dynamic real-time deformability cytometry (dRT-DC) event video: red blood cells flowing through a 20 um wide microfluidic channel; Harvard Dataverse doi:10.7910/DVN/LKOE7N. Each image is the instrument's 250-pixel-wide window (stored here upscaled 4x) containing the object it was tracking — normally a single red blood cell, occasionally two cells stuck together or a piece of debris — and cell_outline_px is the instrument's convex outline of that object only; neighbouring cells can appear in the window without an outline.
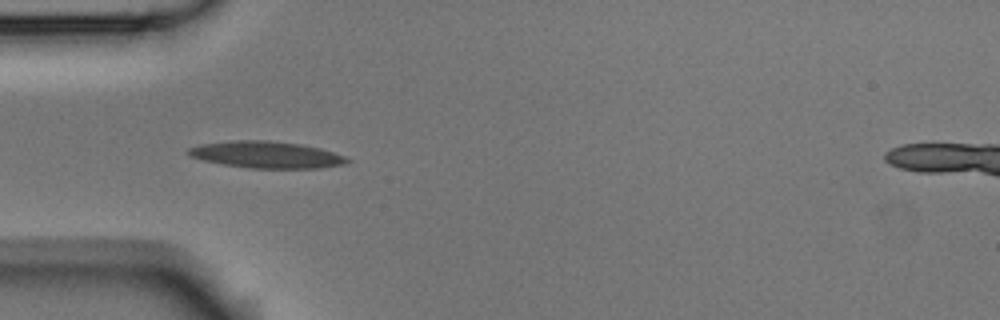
{"species": "Egyptian fruit bat (a non-hibernating species)", "species_latin": "Rousettus aegyptiacus", "temperature_condition": "room temperature", "stored_images_in_passage": 7, "camera_frame_rate_fps": 3000, "um_per_image_px": 0.085, "animal": {"sex": "male"}, "frame": {"image": 1, "passage_image": 4, "time_ms": 1.0, "image_size_px": [1000, 320], "cell_outline_px": [[352, 160], [344, 164], [320, 168], [248, 168], [224, 164], [204, 160], [188, 156], [184, 152], [188, 148], [200, 144], [228, 140], [268, 140], [300, 144], [320, 148], [344, 156]], "centroid_in_image_um": [22.59, 13.14], "position_along_channel_um": 62.4, "area_um2": 24.85}}
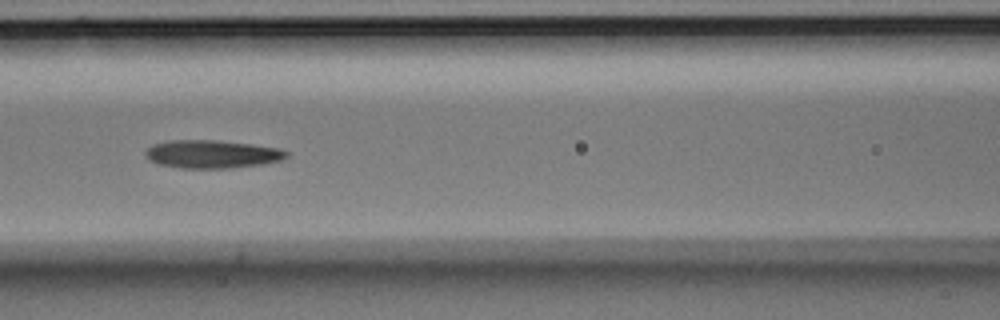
{"frame": {"image": 2, "passage_image": 6, "time_ms": 1.667, "image_size_px": [1000, 320], "cell_outline_px": [[288, 156], [280, 160], [264, 164], [228, 168], [180, 168], [156, 164], [148, 160], [144, 156], [144, 152], [152, 144], [168, 140], [216, 140], [252, 144], [280, 148], [288, 152]], "centroid_in_image_um": [17.97, 13.1], "position_along_channel_um": 148.6, "area_um2": 23.35}}
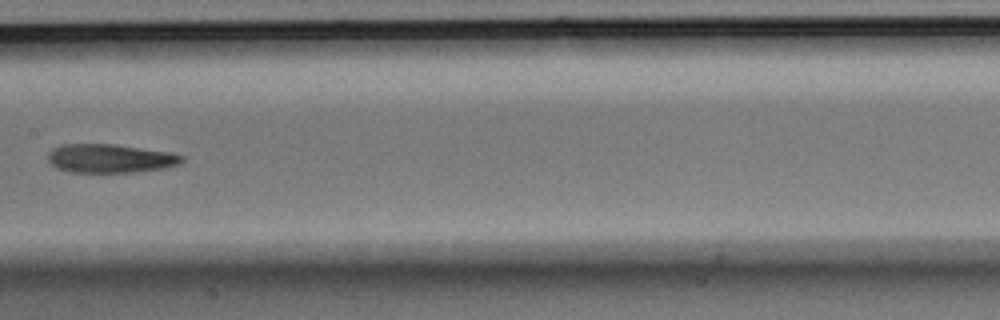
{"frame": {"image": 3, "passage_image": 7, "time_ms": 2.0, "image_size_px": [1000, 320], "cell_outline_px": [[184, 160], [180, 164], [164, 168], [136, 172], [72, 172], [56, 168], [48, 160], [48, 152], [52, 148], [60, 144], [112, 144], [168, 152], [184, 156]], "centroid_in_image_um": [9.34, 13.47], "position_along_channel_um": 198.1, "area_um2": 22.37}}